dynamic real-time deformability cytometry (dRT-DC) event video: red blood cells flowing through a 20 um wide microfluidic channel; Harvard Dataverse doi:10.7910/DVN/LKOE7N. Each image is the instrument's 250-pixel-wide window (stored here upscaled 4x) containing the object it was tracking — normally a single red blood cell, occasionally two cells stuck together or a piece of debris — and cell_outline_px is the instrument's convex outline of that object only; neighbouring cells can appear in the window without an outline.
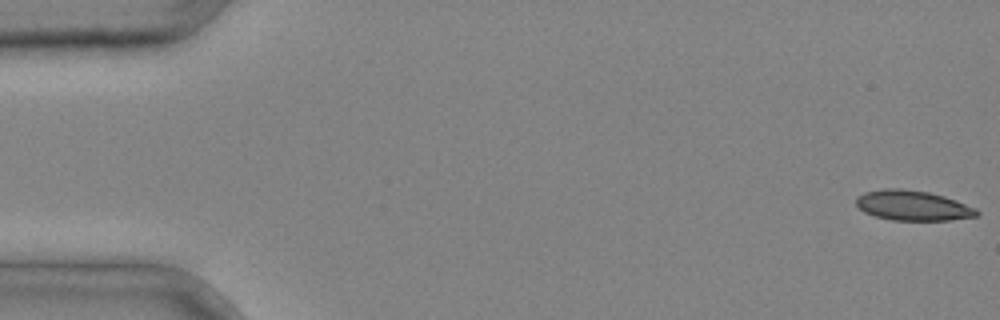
{"species": "common noctule bat (a hibernating species)", "species_latin": "Nyctalus noctula", "temperature_condition": "cold", "stored_images_in_passage": 4, "camera_frame_rate_fps": 3000, "um_per_image_px": 0.085, "animal": {"sex": "male", "body_mass_g": 20.4}, "frame": {"image": 1, "passage_image": 1, "time_ms": 0.0, "image_size_px": [1000, 320], "cell_outline_px": [[980, 216], [952, 220], [892, 220], [876, 216], [864, 212], [856, 204], [856, 196], [864, 192], [884, 188], [900, 188], [928, 192], [944, 196], [956, 200], [976, 208], [980, 212]], "centroid_in_image_um": [77.61, 17.47], "position_along_channel_um": 7.4, "area_um2": 21.27}}
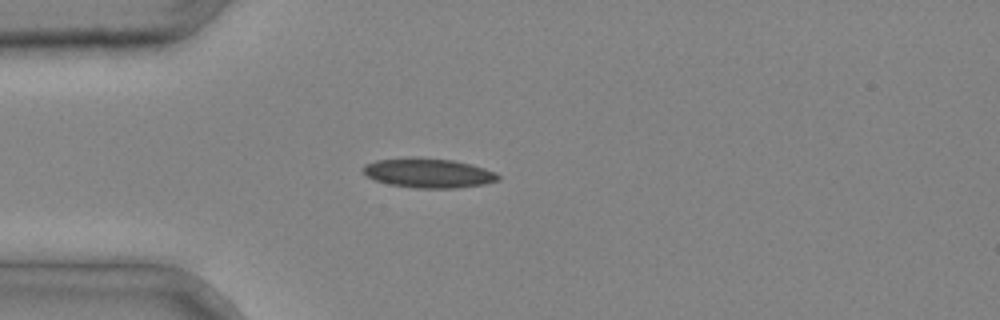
{"frame": {"image": 2, "passage_image": 4, "time_ms": 1.0, "image_size_px": [1000, 320], "cell_outline_px": [[500, 180], [484, 184], [456, 188], [416, 188], [388, 184], [376, 180], [368, 176], [360, 168], [364, 164], [376, 160], [420, 156], [452, 160], [472, 164], [496, 172], [500, 176]], "centroid_in_image_um": [36.42, 14.69], "position_along_channel_um": 48.6, "area_um2": 23.47}}